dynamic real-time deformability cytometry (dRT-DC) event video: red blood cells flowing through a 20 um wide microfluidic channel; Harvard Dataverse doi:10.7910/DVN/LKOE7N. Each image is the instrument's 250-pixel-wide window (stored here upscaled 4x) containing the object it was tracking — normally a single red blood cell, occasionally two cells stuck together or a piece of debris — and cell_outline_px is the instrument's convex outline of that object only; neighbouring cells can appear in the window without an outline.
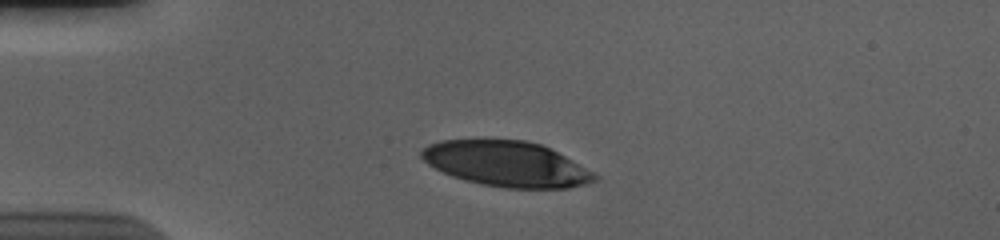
{"species": "human", "species_latin": "Homo sapiens", "temperature_condition": "cold", "stored_images_in_passage": 35, "camera_frame_rate_fps": 3000, "um_per_image_px": 0.085, "donor": {"sex": "male"}, "frame": {"image": 1, "passage_image": 1, "time_ms": 0.0, "image_size_px": [1000, 240], "cell_outline_px": [[600, 176], [596, 180], [584, 184], [568, 188], [504, 188], [480, 184], [464, 180], [452, 176], [428, 164], [420, 156], [420, 152], [428, 144], [440, 140], [524, 140], [540, 144], [596, 172]], "centroid_in_image_um": [43.06, 13.94], "position_along_channel_um": 41.9, "area_um2": 45.6}}
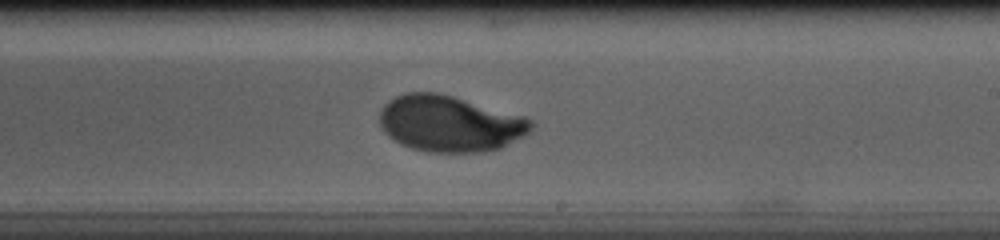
{"frame": {"image": 2, "passage_image": 21, "time_ms": 6.667, "image_size_px": [1000, 240], "cell_outline_px": [[536, 124], [524, 136], [500, 148], [484, 152], [428, 152], [412, 148], [400, 144], [388, 136], [384, 132], [380, 124], [380, 112], [384, 104], [388, 100], [404, 92], [436, 92], [452, 96], [524, 116], [532, 120]], "centroid_in_image_um": [38.22, 10.51], "position_along_channel_um": 250.8, "area_um2": 49.65}}
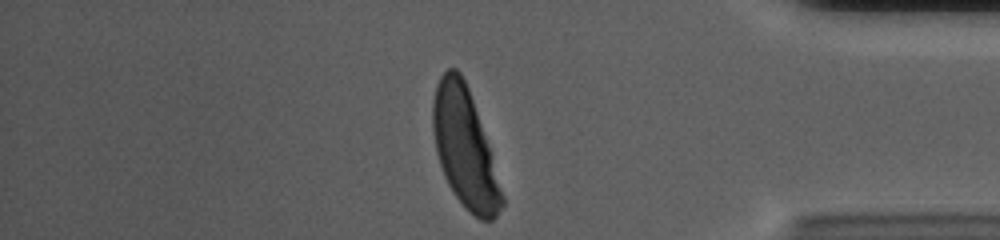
{"frame": {"image": 3, "passage_image": 35, "time_ms": 11.333, "image_size_px": [1000, 240], "cell_outline_px": [[504, 204], [496, 216], [492, 220], [480, 220], [452, 192], [444, 176], [436, 152], [432, 128], [432, 104], [436, 84], [440, 76], [448, 68], [456, 68], [460, 72], [468, 88], [504, 196]], "centroid_in_image_um": [39.46, 12.56], "position_along_channel_um": 395.7, "area_um2": 46.64}, "authors_computed_cell_mechanics": {"area_um2": 49.3034, "velocity_mm_per_s": 3.644, "shape_relaxation_time_tau1_ms": 3.1136, "shape_relaxation_time_tau2_ms": null, "deformation_change_tau1": 0.1917, "deformation_change_tau2": null}}